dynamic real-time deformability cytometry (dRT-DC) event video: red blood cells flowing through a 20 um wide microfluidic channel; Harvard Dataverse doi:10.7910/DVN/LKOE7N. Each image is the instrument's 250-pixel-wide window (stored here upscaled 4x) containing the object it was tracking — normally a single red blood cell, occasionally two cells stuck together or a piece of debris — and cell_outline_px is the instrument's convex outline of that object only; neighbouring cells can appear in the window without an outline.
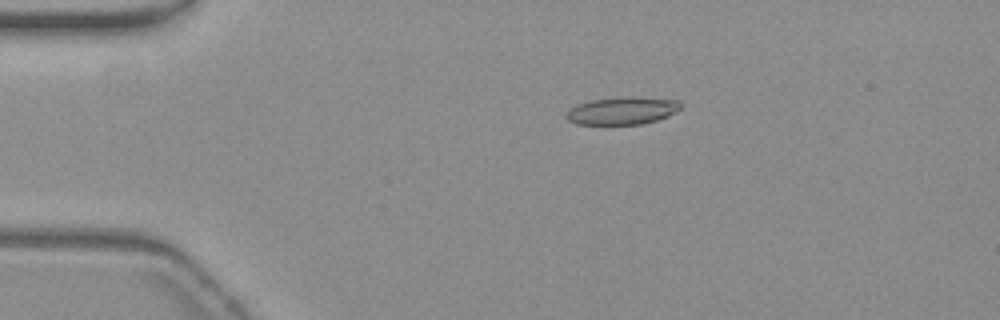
{"species": "common noctule bat (a hibernating species)", "species_latin": "Nyctalus noctula", "temperature_condition": "warm", "stored_images_in_passage": 46, "camera_frame_rate_fps": 3000, "um_per_image_px": 0.085, "animal": {"sex": "female", "body_mass_g": 19.3, "forearm_length_mm": 54.1}, "frame": {"image": 1, "passage_image": 1, "time_ms": 0.0, "image_size_px": [1000, 320], "cell_outline_px": [[680, 108], [668, 116], [656, 120], [640, 124], [576, 124], [568, 120], [568, 112], [576, 104], [592, 100], [680, 100]], "centroid_in_image_um": [52.84, 9.48], "position_along_channel_um": 32.2, "area_um2": 16.82}}
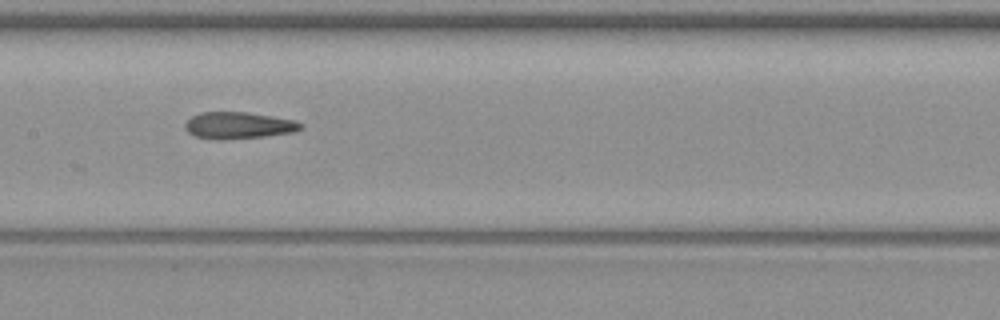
{"frame": {"image": 2, "passage_image": 18, "time_ms": 5.667, "image_size_px": [1000, 320], "cell_outline_px": [[304, 128], [292, 132], [264, 136], [216, 140], [196, 136], [188, 132], [184, 128], [184, 124], [192, 116], [200, 112], [248, 112], [296, 120], [304, 124]], "centroid_in_image_um": [20.28, 10.65], "position_along_channel_um": 187.1, "area_um2": 18.03}}
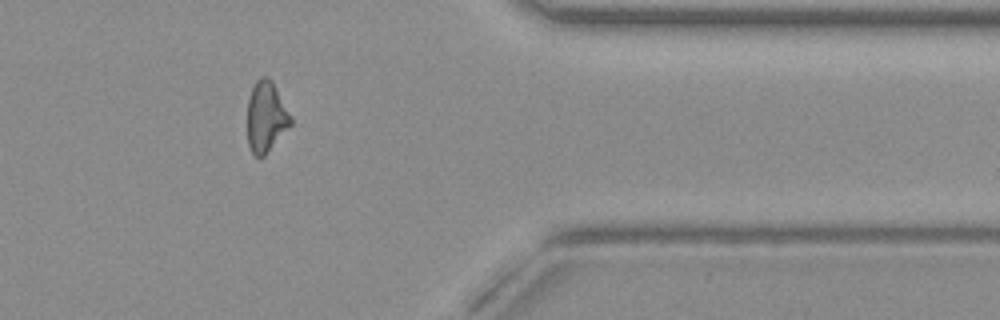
{"frame": {"image": 3, "passage_image": 36, "time_ms": 11.667, "image_size_px": [1000, 320], "cell_outline_px": [[292, 124], [264, 156], [260, 160], [252, 152], [248, 144], [248, 96], [256, 80], [260, 76], [268, 76], [272, 80], [292, 116]], "centroid_in_image_um": [22.62, 9.91], "position_along_channel_um": 388.8, "area_um2": 18.03}, "authors_computed_cell_mechanics": {"area_um2": 18.5249, "velocity_mm_per_s": 3.6836, "shape_relaxation_time_tau1_ms": null, "shape_relaxation_time_tau2_ms": 2.7487, "deformation_change_tau1": null, "deformation_change_tau2": 0.1031}}